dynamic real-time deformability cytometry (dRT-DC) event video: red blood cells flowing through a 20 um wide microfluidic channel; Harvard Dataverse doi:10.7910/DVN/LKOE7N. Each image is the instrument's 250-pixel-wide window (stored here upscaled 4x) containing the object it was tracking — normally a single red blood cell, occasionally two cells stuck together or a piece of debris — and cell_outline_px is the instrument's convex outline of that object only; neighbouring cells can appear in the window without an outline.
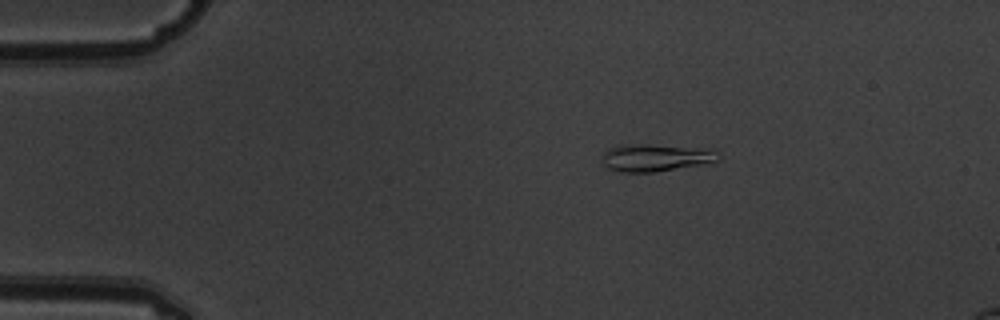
{"species": "common noctule bat (a hibernating species)", "species_latin": "Nyctalus noctula", "temperature_condition": "warm", "stored_images_in_passage": 6, "camera_frame_rate_fps": 3000, "um_per_image_px": 0.085, "animal": {"sex": "male", "body_mass_g": 19.5, "forearm_length_mm": 54.6}, "frame": {"image": 1, "passage_image": 3, "time_ms": 0.667, "image_size_px": [1000, 320], "cell_outline_px": [[720, 156], [716, 160], [700, 164], [656, 172], [620, 172], [608, 168], [604, 164], [604, 152], [608, 148], [616, 144], [648, 144], [712, 148], [720, 152]], "centroid_in_image_um": [55.74, 13.37], "position_along_channel_um": 29.3, "area_um2": 18.73}}
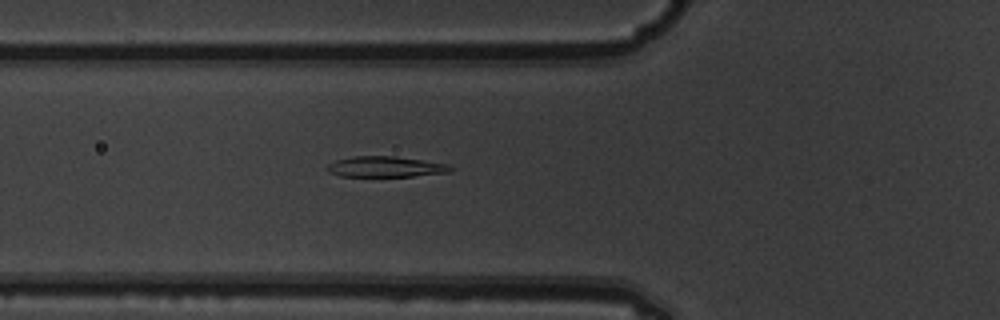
{"frame": {"image": 2, "passage_image": 6, "time_ms": 1.667, "image_size_px": [1000, 320], "cell_outline_px": [[456, 168], [452, 172], [412, 176], [340, 176], [328, 172], [324, 168], [328, 164], [336, 160], [352, 156], [396, 156], [452, 164]], "centroid_in_image_um": [32.83, 14.17], "position_along_channel_um": 93.0, "area_um2": 15.2}}